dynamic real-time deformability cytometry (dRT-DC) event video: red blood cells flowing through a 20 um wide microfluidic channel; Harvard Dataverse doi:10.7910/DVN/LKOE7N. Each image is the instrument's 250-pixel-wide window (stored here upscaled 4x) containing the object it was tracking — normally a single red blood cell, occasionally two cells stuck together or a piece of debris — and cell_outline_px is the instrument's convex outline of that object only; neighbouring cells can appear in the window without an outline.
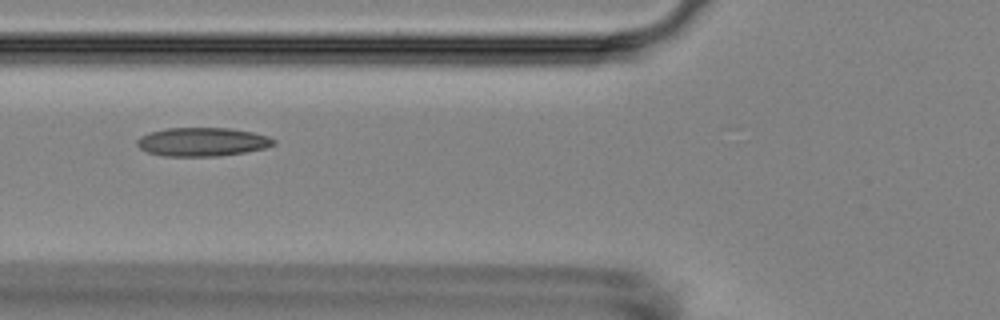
{"species": "Egyptian fruit bat (a non-hibernating species)", "species_latin": "Rousettus aegyptiacus", "temperature_condition": "room temperature", "stored_images_in_passage": 14, "camera_frame_rate_fps": 3000, "um_per_image_px": 0.085, "animal": {"sex": "female"}, "frame": {"image": 1, "passage_image": 5, "time_ms": 5.667, "image_size_px": [1000, 320], "cell_outline_px": [[276, 144], [264, 148], [244, 152], [220, 156], [164, 156], [148, 152], [140, 148], [136, 144], [136, 140], [140, 136], [148, 132], [168, 128], [228, 128], [252, 132], [268, 136], [276, 140]], "centroid_in_image_um": [17.18, 12.06], "position_along_channel_um": 108.6, "area_um2": 22.83}}
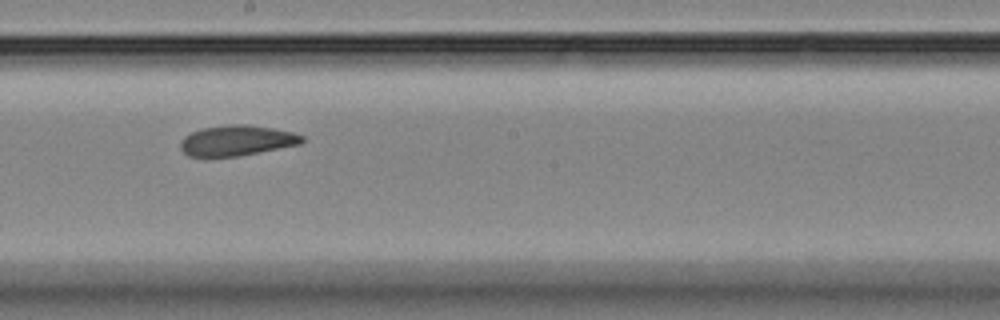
{"frame": {"image": 2, "passage_image": 8, "time_ms": 9.0, "image_size_px": [1000, 320], "cell_outline_px": [[304, 140], [300, 144], [240, 156], [188, 156], [180, 148], [180, 140], [184, 136], [200, 128], [236, 124], [244, 124], [272, 128], [292, 132], [304, 136]], "centroid_in_image_um": [20.11, 11.94], "position_along_channel_um": 228.1, "area_um2": 21.44}}
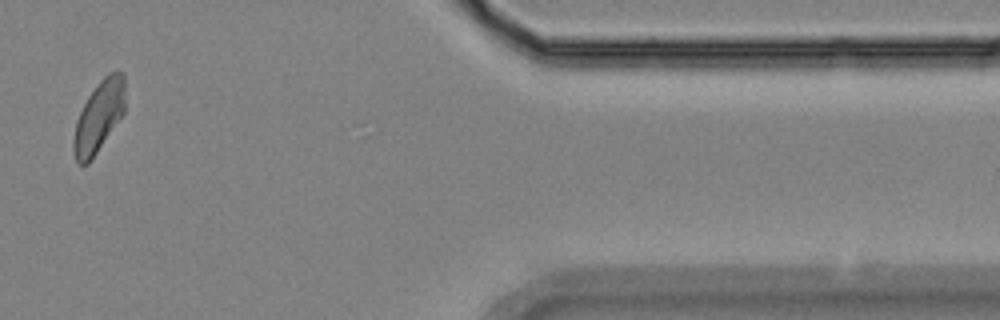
{"frame": {"image": 3, "passage_image": 13, "time_ms": 15.0, "image_size_px": [1000, 320], "cell_outline_px": [[124, 112], [92, 160], [88, 164], [76, 164], [72, 148], [72, 140], [76, 120], [88, 96], [100, 80], [108, 72], [124, 72]], "centroid_in_image_um": [8.37, 9.94], "position_along_channel_um": 403.0, "area_um2": 21.39}, "authors_computed_cell_mechanics": {"area_um2": 22.0796, "velocity_mm_per_s": 3.5919, "shape_relaxation_time_tau1_ms": 7.5352, "shape_relaxation_time_tau2_ms": 4.2556, "deformation_change_tau1": 0.1171, "deformation_change_tau2": 0.0892}}